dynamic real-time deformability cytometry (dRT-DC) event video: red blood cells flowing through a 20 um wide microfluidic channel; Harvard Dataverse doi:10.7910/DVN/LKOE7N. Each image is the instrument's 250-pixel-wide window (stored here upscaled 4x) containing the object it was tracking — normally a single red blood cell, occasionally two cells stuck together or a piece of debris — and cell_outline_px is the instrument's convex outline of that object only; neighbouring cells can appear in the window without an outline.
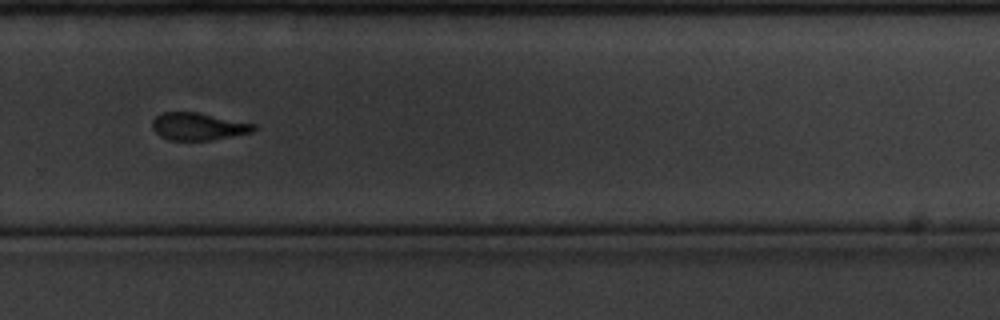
{"species": "common noctule bat (a hibernating species)", "species_latin": "Nyctalus noctula", "temperature_condition": "cold", "stored_images_in_passage": 42, "camera_frame_rate_fps": 3000, "um_per_image_px": 0.085, "animal": {"sex": "male", "body_mass_g": 20.1, "forearm_length_mm": 53.5}, "frame": {"image": 1, "passage_image": 24, "time_ms": 7.667, "image_size_px": [1000, 320], "cell_outline_px": [[256, 128], [252, 132], [212, 140], [168, 140], [160, 136], [152, 128], [152, 120], [156, 116], [164, 112], [196, 112], [256, 124]], "centroid_in_image_um": [16.83, 10.75], "position_along_channel_um": 313.0, "area_um2": 16.13}}
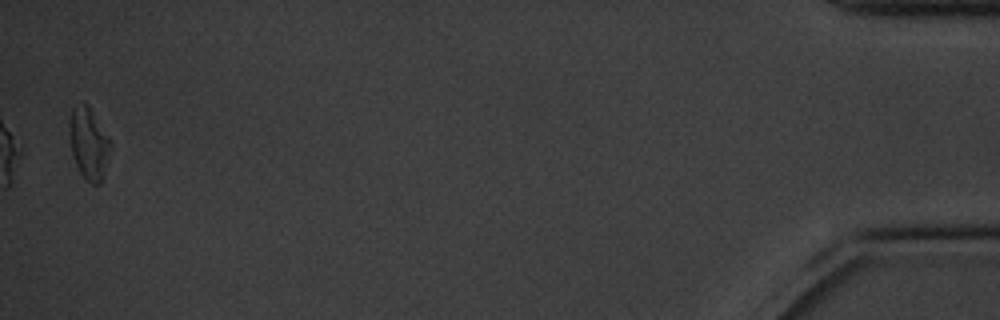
{"frame": {"image": 2, "passage_image": 42, "time_ms": 13.667, "image_size_px": [1000, 320], "cell_outline_px": [[112, 144], [100, 184], [92, 184], [84, 180], [72, 156], [68, 132], [68, 124], [72, 108], [84, 104], [88, 104]], "centroid_in_image_um": [7.51, 12.22], "position_along_channel_um": 427.7, "area_um2": 17.05}, "authors_computed_cell_mechanics": {"area_um2": 17.6868, "velocity_mm_per_s": 3.4357, "shape_relaxation_time_tau1_ms": 4.5596, "shape_relaxation_time_tau2_ms": 5.7321, "deformation_change_tau1": 0.1285, "deformation_change_tau2": 0.1423}}